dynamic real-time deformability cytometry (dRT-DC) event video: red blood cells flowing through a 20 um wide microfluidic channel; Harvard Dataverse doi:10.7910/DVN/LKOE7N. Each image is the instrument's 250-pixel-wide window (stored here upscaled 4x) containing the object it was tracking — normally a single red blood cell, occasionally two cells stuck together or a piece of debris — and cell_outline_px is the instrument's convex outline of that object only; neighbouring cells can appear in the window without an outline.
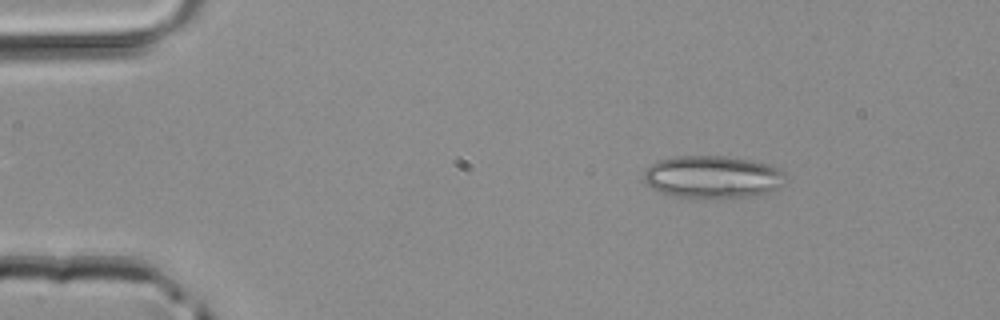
{"species": "common noctule bat (a hibernating species)", "species_latin": "Nyctalus noctula", "temperature_condition": "room temperature", "stored_images_in_passage": 3, "camera_frame_rate_fps": 3000, "um_per_image_px": 0.085, "animal": {"sex": "male", "body_mass_g": 20.4}, "frame": {"image": 1, "passage_image": 1, "time_ms": 0.0, "image_size_px": [1000, 320], "cell_outline_px": [[788, 176], [776, 188], [768, 192], [756, 196], [720, 200], [672, 196], [660, 192], [644, 184], [644, 172], [656, 160], [676, 156], [724, 156], [748, 160], [768, 164], [780, 168]], "centroid_in_image_um": [60.56, 15.07], "position_along_channel_um": 24.4, "area_um2": 35.84}}